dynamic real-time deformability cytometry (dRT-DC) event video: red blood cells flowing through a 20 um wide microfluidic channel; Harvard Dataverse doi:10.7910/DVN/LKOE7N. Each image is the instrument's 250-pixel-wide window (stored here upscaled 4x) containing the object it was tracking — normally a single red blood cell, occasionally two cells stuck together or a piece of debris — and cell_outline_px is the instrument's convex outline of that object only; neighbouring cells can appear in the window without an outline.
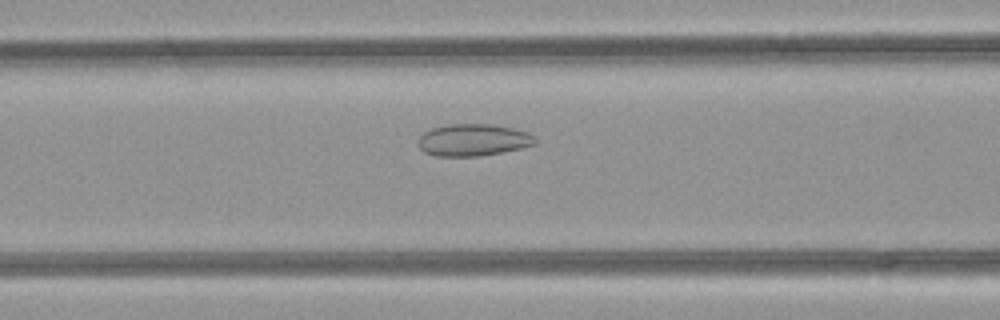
{"species": "common noctule bat (a hibernating species)", "species_latin": "Nyctalus noctula", "temperature_condition": "room temperature", "stored_images_in_passage": 50, "camera_frame_rate_fps": 3000, "um_per_image_px": 0.085, "animal": {"sex": "female", "body_mass_g": 21.9}, "frame": {"image": 1, "passage_image": 21, "time_ms": 6.667, "image_size_px": [1000, 320], "cell_outline_px": [[536, 144], [520, 148], [480, 156], [436, 156], [424, 152], [420, 148], [420, 136], [424, 132], [432, 128], [448, 124], [496, 124], [528, 132], [536, 136]], "centroid_in_image_um": [40.25, 11.89], "position_along_channel_um": 126.4, "area_um2": 21.79}}
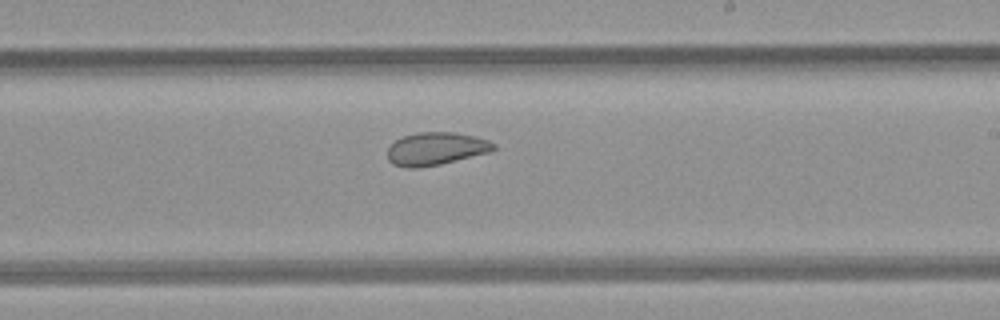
{"frame": {"image": 2, "passage_image": 30, "time_ms": 9.667, "image_size_px": [1000, 320], "cell_outline_px": [[496, 148], [492, 152], [440, 164], [416, 168], [408, 168], [392, 164], [388, 160], [388, 148], [396, 140], [404, 136], [416, 132], [452, 132], [476, 136], [488, 140], [496, 144]], "centroid_in_image_um": [37.08, 12.64], "position_along_channel_um": 251.9, "area_um2": 20.4}}
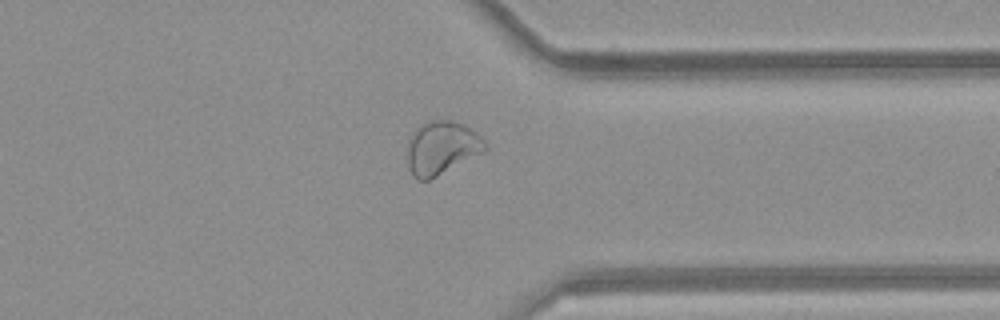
{"frame": {"image": 3, "passage_image": 39, "time_ms": 12.667, "image_size_px": [1000, 320], "cell_outline_px": [[488, 148], [484, 152], [428, 180], [416, 180], [412, 176], [408, 168], [408, 140], [412, 132], [420, 124], [428, 120], [452, 120], [464, 124], [476, 132], [484, 140]], "centroid_in_image_um": [37.52, 12.55], "position_along_channel_um": 373.9, "area_um2": 24.33}, "authors_computed_cell_mechanics": {"area_um2": 26.1545, "velocity_mm_per_s": 4.1824, "shape_relaxation_time_tau1_ms": null, "shape_relaxation_time_tau2_ms": 1.3997, "deformation_change_tau1": null, "deformation_change_tau2": 0.0626}}